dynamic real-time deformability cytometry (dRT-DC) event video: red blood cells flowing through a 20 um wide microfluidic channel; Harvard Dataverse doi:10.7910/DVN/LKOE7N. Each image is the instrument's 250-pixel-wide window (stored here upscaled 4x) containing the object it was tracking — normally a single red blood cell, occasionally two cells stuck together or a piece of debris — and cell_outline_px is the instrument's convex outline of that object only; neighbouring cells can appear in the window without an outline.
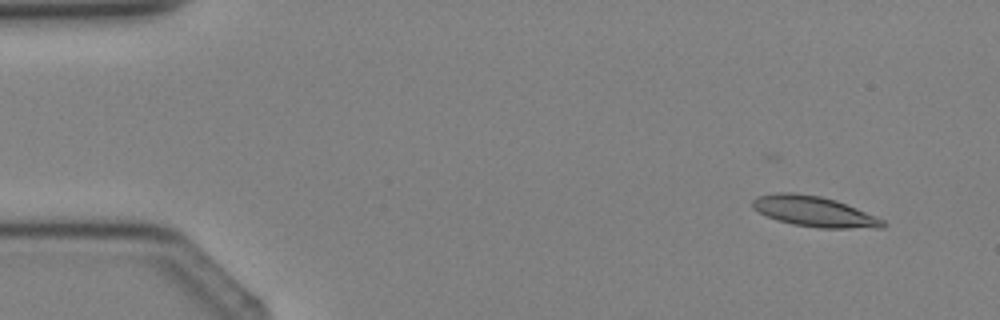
{"species": "Egyptian fruit bat (a non-hibernating species)", "species_latin": "Rousettus aegyptiacus", "temperature_condition": "cold", "stored_images_in_passage": 4, "camera_frame_rate_fps": 3000, "um_per_image_px": 0.085, "animal": {"sex": "female"}, "frame": {"image": 1, "passage_image": 1, "time_ms": 0.0, "image_size_px": [1000, 320], "cell_outline_px": [[888, 224], [884, 228], [820, 228], [792, 224], [776, 220], [752, 208], [752, 200], [756, 196], [776, 192], [792, 192], [820, 196], [836, 200], [876, 216], [884, 220]], "centroid_in_image_um": [69.21, 17.97], "position_along_channel_um": 15.8, "area_um2": 23.24}}